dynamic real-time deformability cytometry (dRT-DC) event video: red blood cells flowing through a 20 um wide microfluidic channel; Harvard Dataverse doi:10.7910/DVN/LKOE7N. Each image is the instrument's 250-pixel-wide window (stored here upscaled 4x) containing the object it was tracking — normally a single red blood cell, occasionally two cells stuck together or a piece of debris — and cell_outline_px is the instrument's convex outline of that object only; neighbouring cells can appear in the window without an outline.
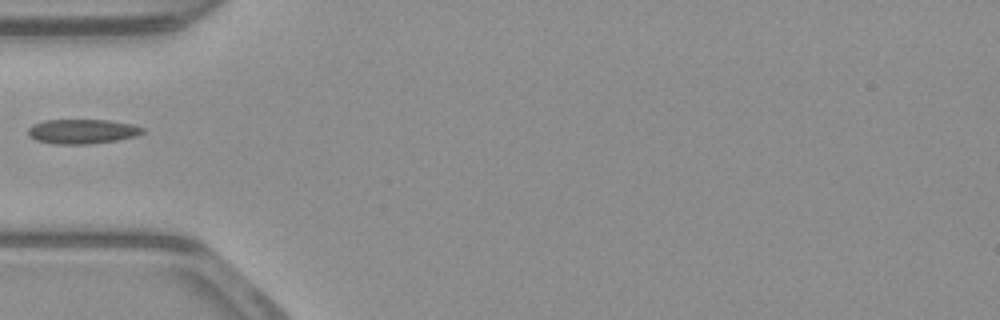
{"species": "common noctule bat (a hibernating species)", "species_latin": "Nyctalus noctula", "temperature_condition": "warm", "stored_images_in_passage": 36, "camera_frame_rate_fps": 3000, "um_per_image_px": 0.085, "animal": {"sex": "male", "body_mass_g": 23.1, "forearm_length_mm": 52.7}, "frame": {"image": 1, "passage_image": 1, "time_ms": 0.0, "image_size_px": [1000, 320], "cell_outline_px": [[144, 132], [136, 136], [116, 140], [92, 144], [56, 144], [36, 140], [28, 136], [28, 128], [32, 124], [44, 120], [108, 120], [132, 124], [144, 128]], "centroid_in_image_um": [6.97, 11.17], "position_along_channel_um": 78.0, "area_um2": 16.47}}
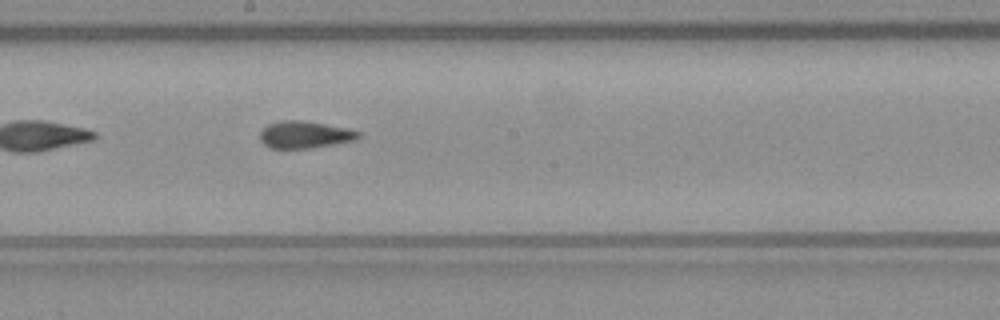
{"frame": {"image": 2, "passage_image": 12, "time_ms": 3.667, "image_size_px": [1000, 320], "cell_outline_px": [[360, 136], [356, 140], [308, 148], [272, 148], [264, 144], [260, 140], [260, 132], [268, 124], [280, 120], [300, 120], [348, 128], [360, 132]], "centroid_in_image_um": [25.89, 11.44], "position_along_channel_um": 222.3, "area_um2": 15.37}}
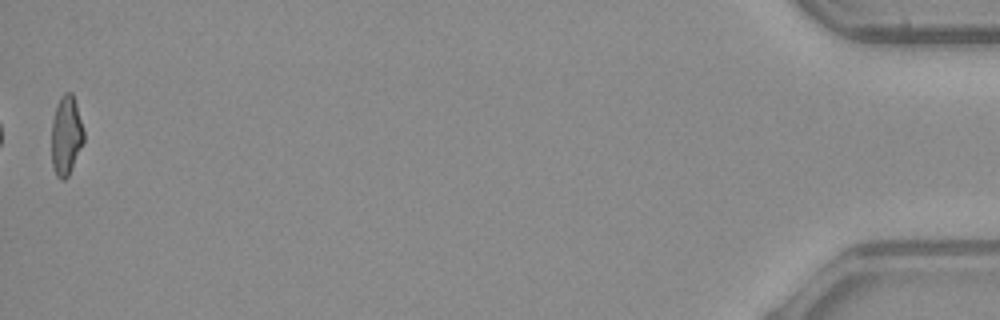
{"frame": {"image": 3, "passage_image": 36, "time_ms": 11.667, "image_size_px": [1000, 320], "cell_outline_px": [[84, 140], [72, 168], [68, 176], [64, 180], [60, 180], [56, 176], [52, 168], [52, 120], [56, 104], [60, 96], [64, 92], [72, 92], [76, 104], [84, 132]], "centroid_in_image_um": [5.61, 11.52], "position_along_channel_um": 429.6, "area_um2": 14.97}}